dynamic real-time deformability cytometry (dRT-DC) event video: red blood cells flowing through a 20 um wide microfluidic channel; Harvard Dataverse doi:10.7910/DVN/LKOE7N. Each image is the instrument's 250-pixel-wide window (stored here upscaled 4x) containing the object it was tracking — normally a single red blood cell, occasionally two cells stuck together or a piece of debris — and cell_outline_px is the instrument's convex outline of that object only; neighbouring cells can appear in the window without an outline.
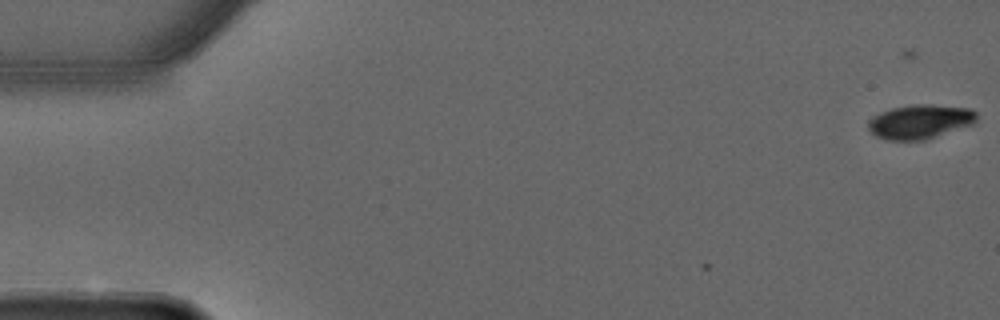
{"species": "common noctule bat (a hibernating species)", "species_latin": "Nyctalus noctula", "temperature_condition": "warm", "stored_images_in_passage": 6, "camera_frame_rate_fps": 3000, "um_per_image_px": 0.085, "animal": {"sex": "male", "forearm_length_mm": 52.5}, "frame": {"image": 1, "passage_image": 2, "time_ms": 0.333, "image_size_px": [1000, 320], "cell_outline_px": [[976, 120], [972, 124], [924, 140], [888, 140], [876, 136], [868, 128], [868, 120], [872, 116], [880, 112], [892, 108], [912, 104], [928, 104], [972, 108], [976, 112]], "centroid_in_image_um": [78.18, 10.33], "position_along_channel_um": 6.8, "area_um2": 21.56}}